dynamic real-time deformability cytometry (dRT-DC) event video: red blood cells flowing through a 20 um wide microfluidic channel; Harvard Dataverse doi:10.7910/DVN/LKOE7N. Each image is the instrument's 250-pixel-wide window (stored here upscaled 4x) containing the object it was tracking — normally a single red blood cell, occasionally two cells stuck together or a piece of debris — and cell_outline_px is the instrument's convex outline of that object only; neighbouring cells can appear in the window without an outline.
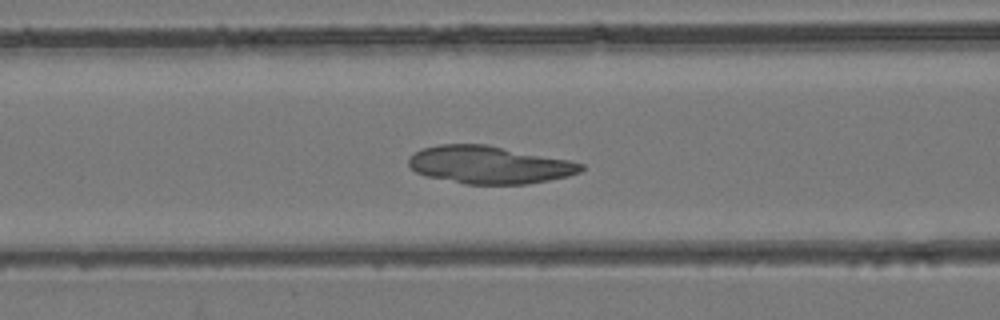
{"species": "common noctule bat (a hibernating species)", "species_latin": "Nyctalus noctula", "temperature_condition": "room temperature", "stored_images_in_passage": 44, "camera_frame_rate_fps": 3000, "um_per_image_px": 0.085, "animal": {"sex": "female", "body_mass_g": 24.6, "forearm_length_mm": 56.2}, "frame": {"image": 1, "passage_image": 18, "time_ms": 5.667, "image_size_px": [1000, 320], "cell_outline_px": [[584, 168], [580, 172], [568, 176], [528, 184], [464, 184], [428, 176], [416, 172], [408, 164], [408, 156], [424, 148], [440, 144], [488, 144], [568, 160], [584, 164]], "centroid_in_image_um": [41.58, 14.01], "position_along_channel_um": 125.0, "area_um2": 37.74}}
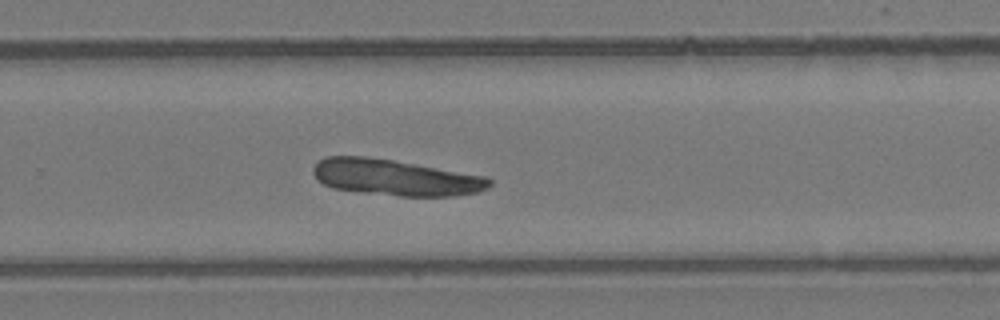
{"frame": {"image": 2, "passage_image": 29, "time_ms": 9.333, "image_size_px": [1000, 320], "cell_outline_px": [[492, 184], [488, 188], [476, 192], [452, 196], [400, 196], [360, 192], [332, 188], [316, 180], [312, 172], [312, 168], [324, 156], [364, 156], [392, 160], [488, 176], [492, 180]], "centroid_in_image_um": [33.59, 15.09], "position_along_channel_um": 296.2, "area_um2": 37.22}}
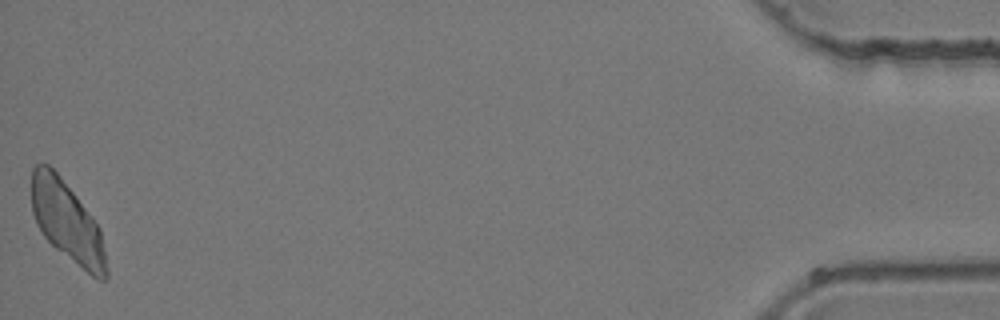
{"frame": {"image": 3, "passage_image": 44, "time_ms": 14.333, "image_size_px": [1000, 320], "cell_outline_px": [[108, 280], [96, 280], [56, 248], [44, 236], [36, 224], [32, 212], [32, 168], [36, 164], [48, 164], [60, 176], [92, 216], [100, 228], [108, 272]], "centroid_in_image_um": [5.72, 18.88], "position_along_channel_um": 429.5, "area_um2": 34.8}}